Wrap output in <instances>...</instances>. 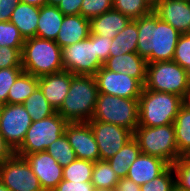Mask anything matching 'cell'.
<instances>
[{"instance_id":"obj_14","label":"cell","mask_w":190,"mask_h":191,"mask_svg":"<svg viewBox=\"0 0 190 191\" xmlns=\"http://www.w3.org/2000/svg\"><path fill=\"white\" fill-rule=\"evenodd\" d=\"M65 134L77 158L93 162L100 160L99 148L88 122H69Z\"/></svg>"},{"instance_id":"obj_19","label":"cell","mask_w":190,"mask_h":191,"mask_svg":"<svg viewBox=\"0 0 190 191\" xmlns=\"http://www.w3.org/2000/svg\"><path fill=\"white\" fill-rule=\"evenodd\" d=\"M112 72H121L137 79L143 86L146 81L147 62L138 53L109 56L103 65Z\"/></svg>"},{"instance_id":"obj_18","label":"cell","mask_w":190,"mask_h":191,"mask_svg":"<svg viewBox=\"0 0 190 191\" xmlns=\"http://www.w3.org/2000/svg\"><path fill=\"white\" fill-rule=\"evenodd\" d=\"M169 166L161 158L141 153L128 168L127 178L142 185L161 175Z\"/></svg>"},{"instance_id":"obj_4","label":"cell","mask_w":190,"mask_h":191,"mask_svg":"<svg viewBox=\"0 0 190 191\" xmlns=\"http://www.w3.org/2000/svg\"><path fill=\"white\" fill-rule=\"evenodd\" d=\"M181 107L182 97L143 87L139 97L138 126L157 127L173 124Z\"/></svg>"},{"instance_id":"obj_21","label":"cell","mask_w":190,"mask_h":191,"mask_svg":"<svg viewBox=\"0 0 190 191\" xmlns=\"http://www.w3.org/2000/svg\"><path fill=\"white\" fill-rule=\"evenodd\" d=\"M130 21L127 16L112 8L90 20L91 34L113 39L119 32L125 29Z\"/></svg>"},{"instance_id":"obj_25","label":"cell","mask_w":190,"mask_h":191,"mask_svg":"<svg viewBox=\"0 0 190 191\" xmlns=\"http://www.w3.org/2000/svg\"><path fill=\"white\" fill-rule=\"evenodd\" d=\"M138 25L131 20L112 40L109 56L137 53Z\"/></svg>"},{"instance_id":"obj_34","label":"cell","mask_w":190,"mask_h":191,"mask_svg":"<svg viewBox=\"0 0 190 191\" xmlns=\"http://www.w3.org/2000/svg\"><path fill=\"white\" fill-rule=\"evenodd\" d=\"M24 38L10 21L0 22V46L23 48Z\"/></svg>"},{"instance_id":"obj_28","label":"cell","mask_w":190,"mask_h":191,"mask_svg":"<svg viewBox=\"0 0 190 191\" xmlns=\"http://www.w3.org/2000/svg\"><path fill=\"white\" fill-rule=\"evenodd\" d=\"M120 178L111 168L107 160L94 162L91 183L95 189H116Z\"/></svg>"},{"instance_id":"obj_44","label":"cell","mask_w":190,"mask_h":191,"mask_svg":"<svg viewBox=\"0 0 190 191\" xmlns=\"http://www.w3.org/2000/svg\"><path fill=\"white\" fill-rule=\"evenodd\" d=\"M116 191H140V185L127 177L120 178L116 186Z\"/></svg>"},{"instance_id":"obj_26","label":"cell","mask_w":190,"mask_h":191,"mask_svg":"<svg viewBox=\"0 0 190 191\" xmlns=\"http://www.w3.org/2000/svg\"><path fill=\"white\" fill-rule=\"evenodd\" d=\"M38 87V77L22 72L10 87L7 104H23Z\"/></svg>"},{"instance_id":"obj_40","label":"cell","mask_w":190,"mask_h":191,"mask_svg":"<svg viewBox=\"0 0 190 191\" xmlns=\"http://www.w3.org/2000/svg\"><path fill=\"white\" fill-rule=\"evenodd\" d=\"M89 36L95 41L96 54L98 58L104 63L109 57V52L113 39L91 33Z\"/></svg>"},{"instance_id":"obj_50","label":"cell","mask_w":190,"mask_h":191,"mask_svg":"<svg viewBox=\"0 0 190 191\" xmlns=\"http://www.w3.org/2000/svg\"><path fill=\"white\" fill-rule=\"evenodd\" d=\"M61 0H47V5L58 6Z\"/></svg>"},{"instance_id":"obj_3","label":"cell","mask_w":190,"mask_h":191,"mask_svg":"<svg viewBox=\"0 0 190 191\" xmlns=\"http://www.w3.org/2000/svg\"><path fill=\"white\" fill-rule=\"evenodd\" d=\"M24 72L36 77L64 70L62 48L55 40L33 37L26 39L21 51Z\"/></svg>"},{"instance_id":"obj_17","label":"cell","mask_w":190,"mask_h":191,"mask_svg":"<svg viewBox=\"0 0 190 191\" xmlns=\"http://www.w3.org/2000/svg\"><path fill=\"white\" fill-rule=\"evenodd\" d=\"M73 75L71 72L63 70L38 77V87L56 111L61 107L68 94Z\"/></svg>"},{"instance_id":"obj_37","label":"cell","mask_w":190,"mask_h":191,"mask_svg":"<svg viewBox=\"0 0 190 191\" xmlns=\"http://www.w3.org/2000/svg\"><path fill=\"white\" fill-rule=\"evenodd\" d=\"M173 61L190 71V33L181 34L173 56Z\"/></svg>"},{"instance_id":"obj_32","label":"cell","mask_w":190,"mask_h":191,"mask_svg":"<svg viewBox=\"0 0 190 191\" xmlns=\"http://www.w3.org/2000/svg\"><path fill=\"white\" fill-rule=\"evenodd\" d=\"M113 9L130 20H137L153 11L145 0H113Z\"/></svg>"},{"instance_id":"obj_11","label":"cell","mask_w":190,"mask_h":191,"mask_svg":"<svg viewBox=\"0 0 190 191\" xmlns=\"http://www.w3.org/2000/svg\"><path fill=\"white\" fill-rule=\"evenodd\" d=\"M31 124L23 104L0 105V134L13 151L22 144Z\"/></svg>"},{"instance_id":"obj_13","label":"cell","mask_w":190,"mask_h":191,"mask_svg":"<svg viewBox=\"0 0 190 191\" xmlns=\"http://www.w3.org/2000/svg\"><path fill=\"white\" fill-rule=\"evenodd\" d=\"M94 76L99 93L128 99H139L144 87L137 79L121 72H112L104 66Z\"/></svg>"},{"instance_id":"obj_39","label":"cell","mask_w":190,"mask_h":191,"mask_svg":"<svg viewBox=\"0 0 190 191\" xmlns=\"http://www.w3.org/2000/svg\"><path fill=\"white\" fill-rule=\"evenodd\" d=\"M22 48L0 46V69L22 67Z\"/></svg>"},{"instance_id":"obj_22","label":"cell","mask_w":190,"mask_h":191,"mask_svg":"<svg viewBox=\"0 0 190 191\" xmlns=\"http://www.w3.org/2000/svg\"><path fill=\"white\" fill-rule=\"evenodd\" d=\"M40 8L20 2L12 12L10 22L19 30L24 40L36 36Z\"/></svg>"},{"instance_id":"obj_53","label":"cell","mask_w":190,"mask_h":191,"mask_svg":"<svg viewBox=\"0 0 190 191\" xmlns=\"http://www.w3.org/2000/svg\"><path fill=\"white\" fill-rule=\"evenodd\" d=\"M189 92H190V71H189Z\"/></svg>"},{"instance_id":"obj_6","label":"cell","mask_w":190,"mask_h":191,"mask_svg":"<svg viewBox=\"0 0 190 191\" xmlns=\"http://www.w3.org/2000/svg\"><path fill=\"white\" fill-rule=\"evenodd\" d=\"M91 120L116 124L134 132L139 122V99L99 93Z\"/></svg>"},{"instance_id":"obj_49","label":"cell","mask_w":190,"mask_h":191,"mask_svg":"<svg viewBox=\"0 0 190 191\" xmlns=\"http://www.w3.org/2000/svg\"><path fill=\"white\" fill-rule=\"evenodd\" d=\"M188 164H190V150L181 156Z\"/></svg>"},{"instance_id":"obj_31","label":"cell","mask_w":190,"mask_h":191,"mask_svg":"<svg viewBox=\"0 0 190 191\" xmlns=\"http://www.w3.org/2000/svg\"><path fill=\"white\" fill-rule=\"evenodd\" d=\"M46 151L64 168L73 162L77 157L69 140L64 133L57 140L53 141Z\"/></svg>"},{"instance_id":"obj_47","label":"cell","mask_w":190,"mask_h":191,"mask_svg":"<svg viewBox=\"0 0 190 191\" xmlns=\"http://www.w3.org/2000/svg\"><path fill=\"white\" fill-rule=\"evenodd\" d=\"M182 106L186 108L188 111H190V92L189 91L182 97Z\"/></svg>"},{"instance_id":"obj_45","label":"cell","mask_w":190,"mask_h":191,"mask_svg":"<svg viewBox=\"0 0 190 191\" xmlns=\"http://www.w3.org/2000/svg\"><path fill=\"white\" fill-rule=\"evenodd\" d=\"M13 153L14 151L5 142V140L0 134V164L6 159H8Z\"/></svg>"},{"instance_id":"obj_24","label":"cell","mask_w":190,"mask_h":191,"mask_svg":"<svg viewBox=\"0 0 190 191\" xmlns=\"http://www.w3.org/2000/svg\"><path fill=\"white\" fill-rule=\"evenodd\" d=\"M138 142L130 139L113 157L108 159V163L119 178L127 177L128 168L141 154Z\"/></svg>"},{"instance_id":"obj_27","label":"cell","mask_w":190,"mask_h":191,"mask_svg":"<svg viewBox=\"0 0 190 191\" xmlns=\"http://www.w3.org/2000/svg\"><path fill=\"white\" fill-rule=\"evenodd\" d=\"M26 111L29 113L32 121H39L47 118L57 111L47 101L39 87L23 103Z\"/></svg>"},{"instance_id":"obj_15","label":"cell","mask_w":190,"mask_h":191,"mask_svg":"<svg viewBox=\"0 0 190 191\" xmlns=\"http://www.w3.org/2000/svg\"><path fill=\"white\" fill-rule=\"evenodd\" d=\"M44 191H53L63 179V167L47 152L24 156Z\"/></svg>"},{"instance_id":"obj_7","label":"cell","mask_w":190,"mask_h":191,"mask_svg":"<svg viewBox=\"0 0 190 191\" xmlns=\"http://www.w3.org/2000/svg\"><path fill=\"white\" fill-rule=\"evenodd\" d=\"M144 88L183 97L189 91V71L174 61L147 63Z\"/></svg>"},{"instance_id":"obj_16","label":"cell","mask_w":190,"mask_h":191,"mask_svg":"<svg viewBox=\"0 0 190 191\" xmlns=\"http://www.w3.org/2000/svg\"><path fill=\"white\" fill-rule=\"evenodd\" d=\"M153 12L180 34L190 33V0H162Z\"/></svg>"},{"instance_id":"obj_35","label":"cell","mask_w":190,"mask_h":191,"mask_svg":"<svg viewBox=\"0 0 190 191\" xmlns=\"http://www.w3.org/2000/svg\"><path fill=\"white\" fill-rule=\"evenodd\" d=\"M23 72L22 67L0 69V105L7 104L8 92L17 77Z\"/></svg>"},{"instance_id":"obj_29","label":"cell","mask_w":190,"mask_h":191,"mask_svg":"<svg viewBox=\"0 0 190 191\" xmlns=\"http://www.w3.org/2000/svg\"><path fill=\"white\" fill-rule=\"evenodd\" d=\"M173 125L178 152L182 156L190 150V111L182 106Z\"/></svg>"},{"instance_id":"obj_43","label":"cell","mask_w":190,"mask_h":191,"mask_svg":"<svg viewBox=\"0 0 190 191\" xmlns=\"http://www.w3.org/2000/svg\"><path fill=\"white\" fill-rule=\"evenodd\" d=\"M20 0H0V22L10 21L11 15Z\"/></svg>"},{"instance_id":"obj_52","label":"cell","mask_w":190,"mask_h":191,"mask_svg":"<svg viewBox=\"0 0 190 191\" xmlns=\"http://www.w3.org/2000/svg\"><path fill=\"white\" fill-rule=\"evenodd\" d=\"M95 191H116L115 189H95Z\"/></svg>"},{"instance_id":"obj_33","label":"cell","mask_w":190,"mask_h":191,"mask_svg":"<svg viewBox=\"0 0 190 191\" xmlns=\"http://www.w3.org/2000/svg\"><path fill=\"white\" fill-rule=\"evenodd\" d=\"M175 173L170 165L161 175L140 185V191H175Z\"/></svg>"},{"instance_id":"obj_30","label":"cell","mask_w":190,"mask_h":191,"mask_svg":"<svg viewBox=\"0 0 190 191\" xmlns=\"http://www.w3.org/2000/svg\"><path fill=\"white\" fill-rule=\"evenodd\" d=\"M94 162L76 158L63 168V179L76 182H91Z\"/></svg>"},{"instance_id":"obj_46","label":"cell","mask_w":190,"mask_h":191,"mask_svg":"<svg viewBox=\"0 0 190 191\" xmlns=\"http://www.w3.org/2000/svg\"><path fill=\"white\" fill-rule=\"evenodd\" d=\"M22 3L37 6L41 8L43 5H47V0H20Z\"/></svg>"},{"instance_id":"obj_5","label":"cell","mask_w":190,"mask_h":191,"mask_svg":"<svg viewBox=\"0 0 190 191\" xmlns=\"http://www.w3.org/2000/svg\"><path fill=\"white\" fill-rule=\"evenodd\" d=\"M133 138L138 142L142 154L161 158L169 165L181 157L173 124L157 127L137 126Z\"/></svg>"},{"instance_id":"obj_51","label":"cell","mask_w":190,"mask_h":191,"mask_svg":"<svg viewBox=\"0 0 190 191\" xmlns=\"http://www.w3.org/2000/svg\"><path fill=\"white\" fill-rule=\"evenodd\" d=\"M0 191H10V190L0 181Z\"/></svg>"},{"instance_id":"obj_36","label":"cell","mask_w":190,"mask_h":191,"mask_svg":"<svg viewBox=\"0 0 190 191\" xmlns=\"http://www.w3.org/2000/svg\"><path fill=\"white\" fill-rule=\"evenodd\" d=\"M113 8V0H83L80 14L88 20Z\"/></svg>"},{"instance_id":"obj_2","label":"cell","mask_w":190,"mask_h":191,"mask_svg":"<svg viewBox=\"0 0 190 191\" xmlns=\"http://www.w3.org/2000/svg\"><path fill=\"white\" fill-rule=\"evenodd\" d=\"M98 94L94 75H73L68 94L57 113L68 122H88L92 119Z\"/></svg>"},{"instance_id":"obj_12","label":"cell","mask_w":190,"mask_h":191,"mask_svg":"<svg viewBox=\"0 0 190 191\" xmlns=\"http://www.w3.org/2000/svg\"><path fill=\"white\" fill-rule=\"evenodd\" d=\"M99 148L100 160L113 157L130 139L133 132L116 124L88 121Z\"/></svg>"},{"instance_id":"obj_1","label":"cell","mask_w":190,"mask_h":191,"mask_svg":"<svg viewBox=\"0 0 190 191\" xmlns=\"http://www.w3.org/2000/svg\"><path fill=\"white\" fill-rule=\"evenodd\" d=\"M134 21L138 25L137 53L147 63L173 61L181 34L153 11Z\"/></svg>"},{"instance_id":"obj_20","label":"cell","mask_w":190,"mask_h":191,"mask_svg":"<svg viewBox=\"0 0 190 191\" xmlns=\"http://www.w3.org/2000/svg\"><path fill=\"white\" fill-rule=\"evenodd\" d=\"M90 33V20L81 14L65 15L55 41L61 48H64L87 39Z\"/></svg>"},{"instance_id":"obj_8","label":"cell","mask_w":190,"mask_h":191,"mask_svg":"<svg viewBox=\"0 0 190 191\" xmlns=\"http://www.w3.org/2000/svg\"><path fill=\"white\" fill-rule=\"evenodd\" d=\"M68 123L57 112L39 121H32L22 144L14 153L24 157L26 154L46 151L53 141L65 133Z\"/></svg>"},{"instance_id":"obj_38","label":"cell","mask_w":190,"mask_h":191,"mask_svg":"<svg viewBox=\"0 0 190 191\" xmlns=\"http://www.w3.org/2000/svg\"><path fill=\"white\" fill-rule=\"evenodd\" d=\"M171 166L175 173L176 190L190 191V164L180 157Z\"/></svg>"},{"instance_id":"obj_10","label":"cell","mask_w":190,"mask_h":191,"mask_svg":"<svg viewBox=\"0 0 190 191\" xmlns=\"http://www.w3.org/2000/svg\"><path fill=\"white\" fill-rule=\"evenodd\" d=\"M0 181L10 191H44L29 163L16 153L0 164Z\"/></svg>"},{"instance_id":"obj_23","label":"cell","mask_w":190,"mask_h":191,"mask_svg":"<svg viewBox=\"0 0 190 191\" xmlns=\"http://www.w3.org/2000/svg\"><path fill=\"white\" fill-rule=\"evenodd\" d=\"M64 16L57 6L43 5L39 11L36 37L56 40Z\"/></svg>"},{"instance_id":"obj_42","label":"cell","mask_w":190,"mask_h":191,"mask_svg":"<svg viewBox=\"0 0 190 191\" xmlns=\"http://www.w3.org/2000/svg\"><path fill=\"white\" fill-rule=\"evenodd\" d=\"M83 0H61L57 8L64 15H79Z\"/></svg>"},{"instance_id":"obj_48","label":"cell","mask_w":190,"mask_h":191,"mask_svg":"<svg viewBox=\"0 0 190 191\" xmlns=\"http://www.w3.org/2000/svg\"><path fill=\"white\" fill-rule=\"evenodd\" d=\"M148 5L154 9L162 0H145Z\"/></svg>"},{"instance_id":"obj_9","label":"cell","mask_w":190,"mask_h":191,"mask_svg":"<svg viewBox=\"0 0 190 191\" xmlns=\"http://www.w3.org/2000/svg\"><path fill=\"white\" fill-rule=\"evenodd\" d=\"M62 62L64 70L74 75H95L104 65L96 54L95 41L90 36L62 48Z\"/></svg>"},{"instance_id":"obj_41","label":"cell","mask_w":190,"mask_h":191,"mask_svg":"<svg viewBox=\"0 0 190 191\" xmlns=\"http://www.w3.org/2000/svg\"><path fill=\"white\" fill-rule=\"evenodd\" d=\"M53 191H95L91 182H76L62 179Z\"/></svg>"}]
</instances>
